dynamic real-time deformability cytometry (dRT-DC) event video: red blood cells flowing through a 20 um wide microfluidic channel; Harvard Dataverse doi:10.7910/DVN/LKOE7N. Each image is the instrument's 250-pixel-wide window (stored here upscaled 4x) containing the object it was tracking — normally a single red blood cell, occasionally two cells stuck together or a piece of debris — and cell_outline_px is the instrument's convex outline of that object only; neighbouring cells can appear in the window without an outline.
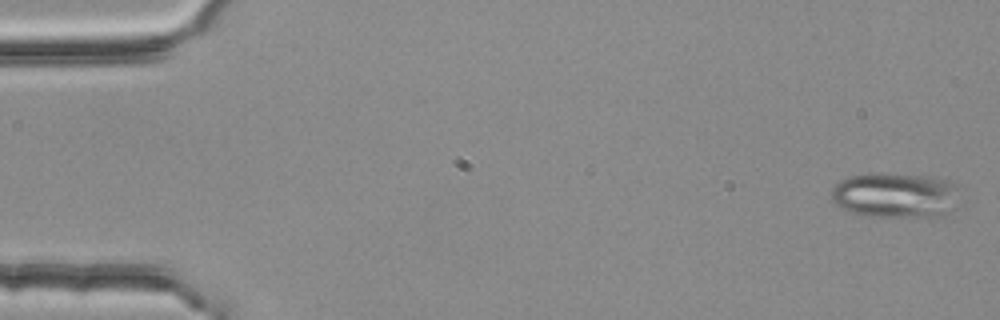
{"species": "common noctule bat (a hibernating species)", "species_latin": "Nyctalus noctula", "temperature_condition": "room temperature", "stored_images_in_passage": 4, "camera_frame_rate_fps": 3000, "um_per_image_px": 0.085, "animal": {"sex": "female", "body_mass_g": 25.1}, "frame": {"image": 1, "passage_image": 1, "time_ms": 0.0, "image_size_px": [1000, 320], "cell_outline_px": [[960, 184], [936, 220], [864, 216], [840, 208], [832, 200], [832, 188], [840, 180], [848, 176], [872, 172], [876, 172], [928, 176]], "centroid_in_image_um": [75.97, 16.6], "position_along_channel_um": 9.0, "area_um2": 33.93}}